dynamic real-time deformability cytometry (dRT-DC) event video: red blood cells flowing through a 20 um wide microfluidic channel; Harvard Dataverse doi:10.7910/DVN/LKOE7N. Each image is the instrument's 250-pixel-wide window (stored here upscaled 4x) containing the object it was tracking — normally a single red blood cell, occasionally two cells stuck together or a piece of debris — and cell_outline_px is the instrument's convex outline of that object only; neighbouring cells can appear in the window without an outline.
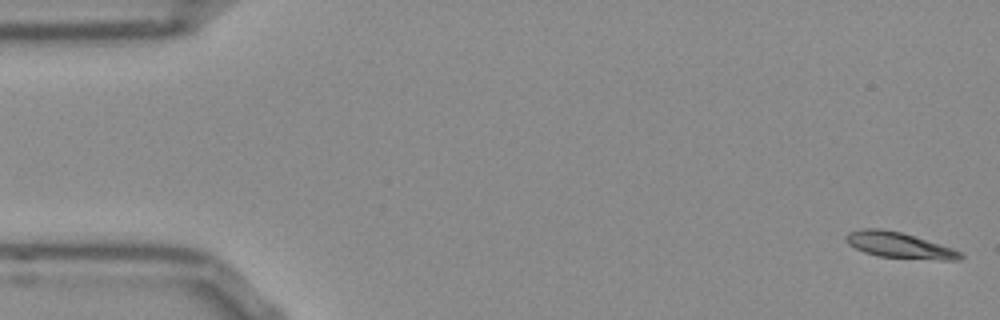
{"species": "Egyptian fruit bat (a non-hibernating species)", "species_latin": "Rousettus aegyptiacus", "temperature_condition": "room temperature", "stored_images_in_passage": 54, "camera_frame_rate_fps": 3000, "um_per_image_px": 0.085, "frame": {"image": 1, "passage_image": 1, "time_ms": 0.0, "image_size_px": [1000, 320], "cell_outline_px": [[964, 256], [960, 260], [940, 260], [880, 256], [864, 252], [848, 244], [844, 240], [844, 236], [848, 232], [860, 228], [880, 228], [900, 232], [952, 248], [960, 252]], "centroid_in_image_um": [76.38, 20.83], "position_along_channel_um": 8.6, "area_um2": 17.05}}
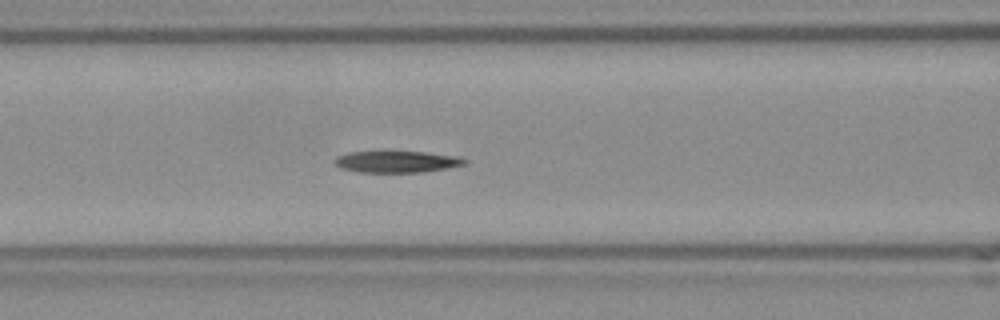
{"frame": {"image": 2, "passage_image": 21, "time_ms": 6.667, "image_size_px": [1000, 320], "cell_outline_px": [[468, 160], [464, 164], [444, 168], [420, 172], [360, 172], [340, 168], [332, 164], [332, 160], [336, 156], [348, 152], [424, 152], [456, 156]], "centroid_in_image_um": [33.62, 13.74], "position_along_channel_um": 133.0, "area_um2": 16.18}}
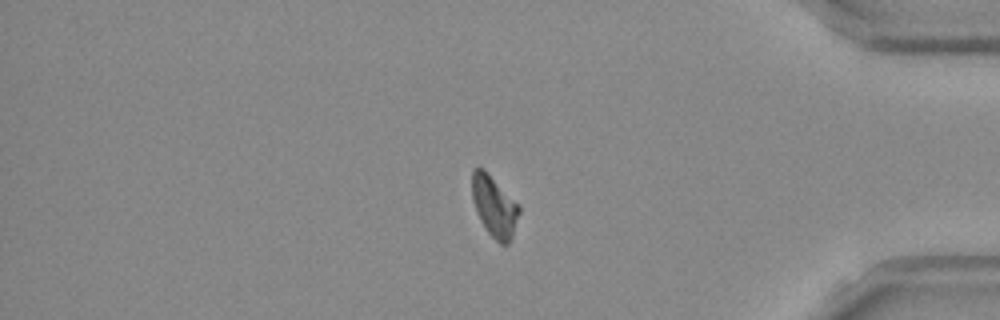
{"frame": {"image": 3, "passage_image": 44, "time_ms": 14.333, "image_size_px": [1000, 320], "cell_outline_px": [[520, 212], [512, 236], [508, 244], [500, 244], [488, 232], [480, 220], [476, 212], [472, 200], [472, 168], [484, 168], [520, 204]], "centroid_in_image_um": [42.02, 17.51], "position_along_channel_um": 393.2, "area_um2": 16.94}}